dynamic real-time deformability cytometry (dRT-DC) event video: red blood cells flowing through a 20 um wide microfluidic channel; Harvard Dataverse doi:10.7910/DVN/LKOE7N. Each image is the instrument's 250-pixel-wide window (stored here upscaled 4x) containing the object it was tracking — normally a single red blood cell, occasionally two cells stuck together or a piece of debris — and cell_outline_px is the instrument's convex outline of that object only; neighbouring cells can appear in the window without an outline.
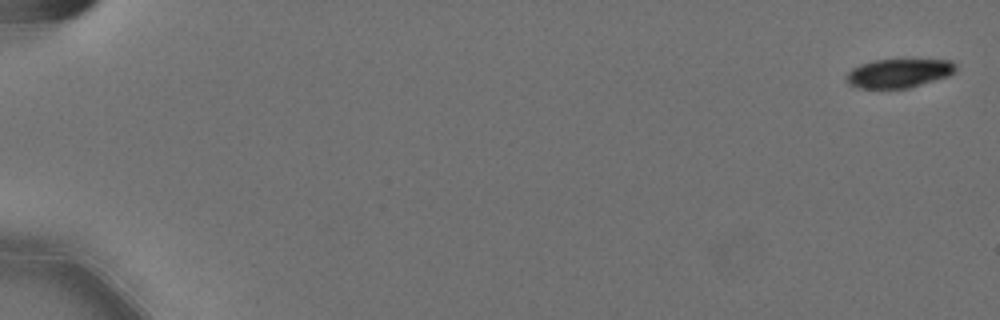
{"species": "Egyptian fruit bat (a non-hibernating species)", "species_latin": "Rousettus aegyptiacus", "temperature_condition": "cold", "stored_images_in_passage": 49, "camera_frame_rate_fps": 3000, "um_per_image_px": 0.085, "animal": {"sex": "female"}, "frame": {"image": 1, "passage_image": 1, "time_ms": 0.0, "image_size_px": [1000, 320], "cell_outline_px": [[956, 72], [948, 76], [908, 88], [856, 88], [848, 84], [844, 80], [844, 76], [852, 68], [860, 64], [876, 60], [908, 56], [952, 60], [956, 64]], "centroid_in_image_um": [76.42, 6.16], "position_along_channel_um": 8.6, "area_um2": 19.59}}
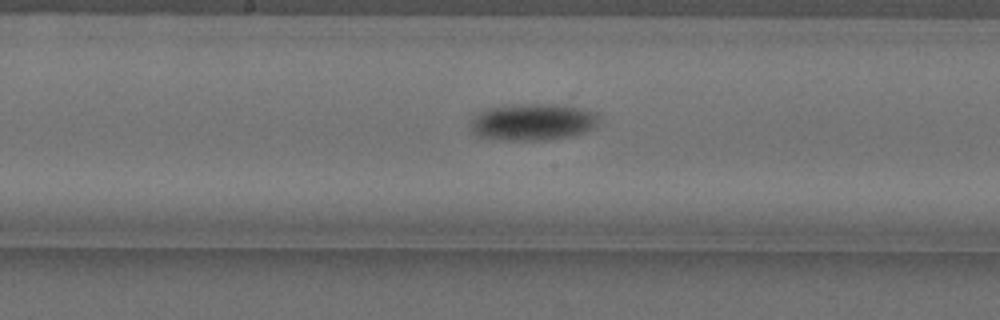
{"frame": {"image": 2, "passage_image": 32, "time_ms": 10.333, "image_size_px": [1000, 320], "cell_outline_px": [[600, 120], [592, 128], [584, 132], [572, 136], [536, 140], [504, 140], [476, 136], [472, 132], [468, 124], [468, 120], [472, 116], [488, 108], [500, 104], [552, 104], [584, 108], [600, 112]], "centroid_in_image_um": [45.25, 10.34], "position_along_channel_um": 203.0, "area_um2": 28.21}}
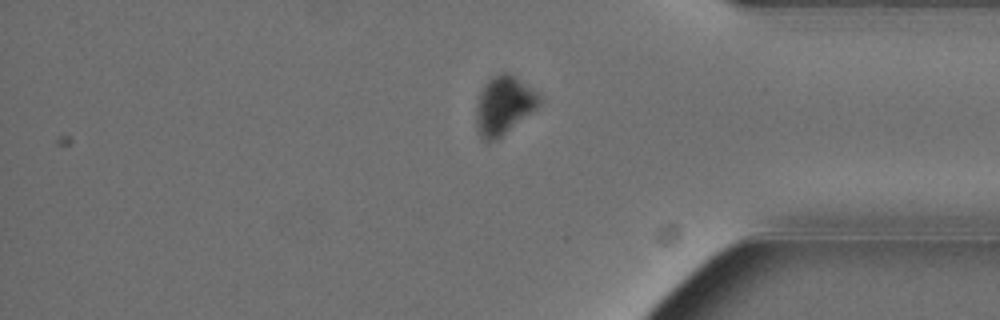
{"frame": {"image": 3, "passage_image": 49, "time_ms": 16.0, "image_size_px": [1000, 320], "cell_outline_px": [[540, 100], [536, 108], [496, 140], [484, 140], [480, 136], [476, 128], [476, 108], [480, 92], [484, 84], [492, 76], [500, 72], [508, 72], [516, 76], [536, 92], [540, 96]], "centroid_in_image_um": [42.79, 8.92], "position_along_channel_um": 392.4, "area_um2": 21.15}, "authors_computed_cell_mechanics": {"area_um2": 24.1026, "velocity_mm_per_s": 3.5853, "shape_relaxation_time_tau1_ms": 2.2022, "shape_relaxation_time_tau2_ms": null, "deformation_change_tau1": 0.0929, "deformation_change_tau2": null}}